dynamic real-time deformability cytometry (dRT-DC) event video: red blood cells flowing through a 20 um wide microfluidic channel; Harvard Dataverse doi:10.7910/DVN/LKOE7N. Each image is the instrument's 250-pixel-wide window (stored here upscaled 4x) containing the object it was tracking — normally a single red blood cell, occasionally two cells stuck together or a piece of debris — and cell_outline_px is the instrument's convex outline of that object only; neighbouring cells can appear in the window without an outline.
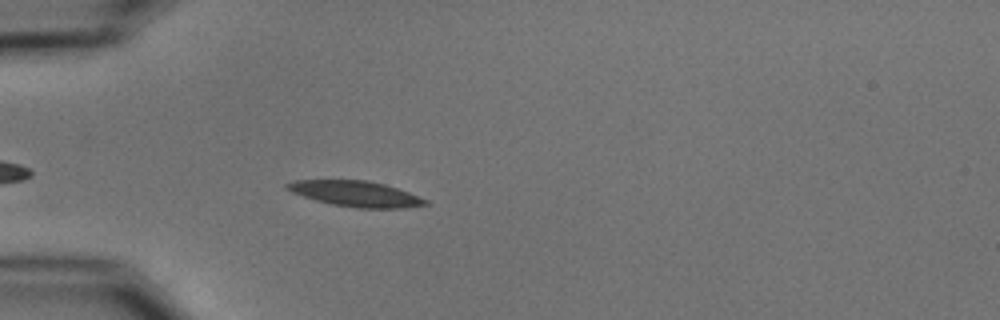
{"species": "common noctule bat (a hibernating species)", "species_latin": "Nyctalus noctula", "temperature_condition": "cold", "stored_images_in_passage": 36, "camera_frame_rate_fps": 3000, "um_per_image_px": 0.085, "animal": {"sex": "male", "body_mass_g": 15.6}, "frame": {"image": 1, "passage_image": 5, "time_ms": 1.333, "image_size_px": [1000, 320], "cell_outline_px": [[432, 204], [404, 208], [356, 208], [332, 204], [316, 200], [292, 192], [284, 188], [284, 184], [296, 180], [368, 180], [384, 184], [408, 192], [428, 200]], "centroid_in_image_um": [30.26, 16.47], "position_along_channel_um": 54.7, "area_um2": 20.63}}
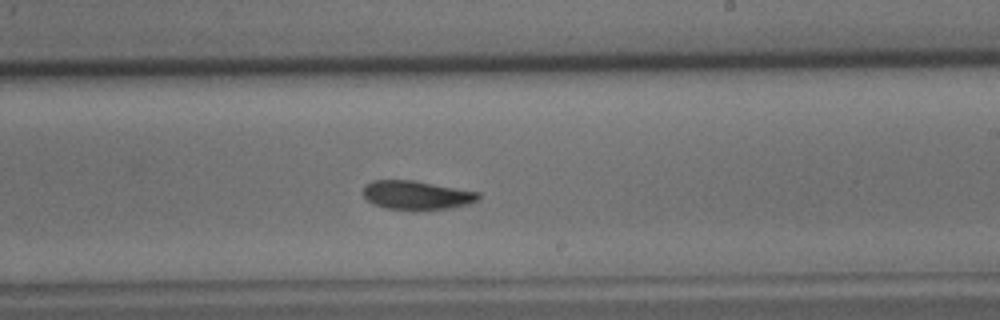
{"frame": {"image": 2, "passage_image": 22, "time_ms": 7.0, "image_size_px": [1000, 320], "cell_outline_px": [[480, 196], [476, 200], [468, 204], [448, 208], [416, 212], [412, 212], [388, 208], [372, 204], [364, 196], [364, 184], [372, 180], [412, 180], [480, 192]], "centroid_in_image_um": [35.39, 16.61], "position_along_channel_um": 253.6, "area_um2": 19.71}}
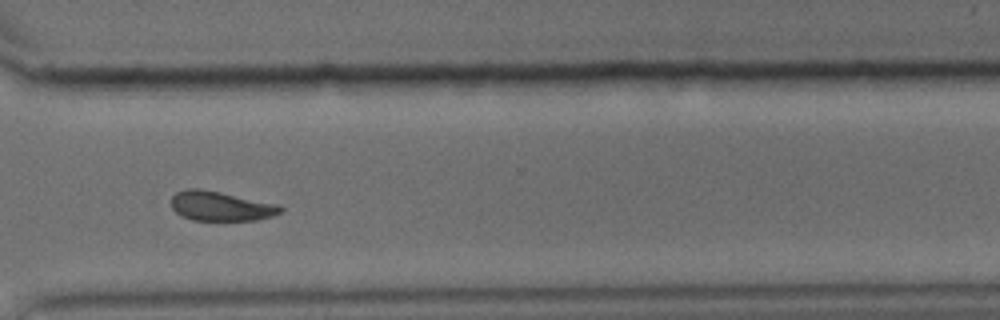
{"frame": {"image": 3, "passage_image": 30, "time_ms": 9.667, "image_size_px": [1000, 320], "cell_outline_px": [[284, 208], [280, 212], [272, 216], [256, 220], [192, 220], [180, 216], [172, 208], [172, 196], [176, 192], [188, 188], [200, 188], [280, 204]], "centroid_in_image_um": [18.76, 17.51], "position_along_channel_um": 351.8, "area_um2": 18.9}, "authors_computed_cell_mechanics": {"area_um2": 19.8832, "velocity_mm_per_s": 3.6848, "shape_relaxation_time_tau1_ms": 3.3236, "shape_relaxation_time_tau2_ms": 7.8122, "deformation_change_tau1": 0.1316, "deformation_change_tau2": 0.1127}}